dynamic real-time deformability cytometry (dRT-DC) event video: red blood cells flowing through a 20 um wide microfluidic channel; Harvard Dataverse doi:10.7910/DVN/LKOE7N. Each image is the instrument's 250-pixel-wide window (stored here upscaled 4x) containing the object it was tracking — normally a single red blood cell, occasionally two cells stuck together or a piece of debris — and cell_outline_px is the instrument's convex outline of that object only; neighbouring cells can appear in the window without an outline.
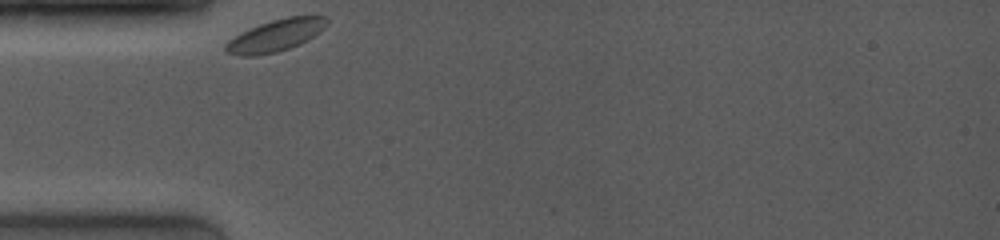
{"species": "common noctule bat (a hibernating species)", "species_latin": "Nyctalus noctula", "temperature_condition": "room temperature", "stored_images_in_passage": 7, "camera_frame_rate_fps": 4000, "um_per_image_px": 0.085, "animal": {"sex": "female", "body_mass_g": 19.0, "forearm_length_mm": 53.3}, "frame": {"image": 1, "passage_image": 1, "time_ms": 0.0, "image_size_px": [1000, 240], "cell_outline_px": [[328, 24], [320, 32], [288, 48], [276, 52], [256, 56], [240, 56], [228, 52], [224, 48], [224, 44], [228, 40], [260, 24], [272, 20], [288, 16], [328, 16]], "centroid_in_image_um": [23.43, 3.01], "position_along_channel_um": 61.6, "area_um2": 18.38}}
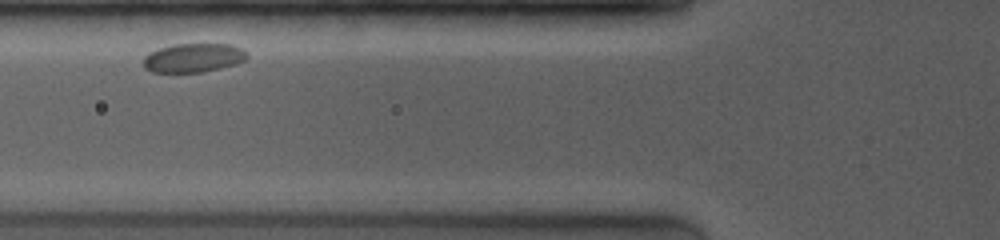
{"frame": {"image": 2, "passage_image": 3, "time_ms": 1.5, "image_size_px": [1000, 240], "cell_outline_px": [[248, 56], [244, 60], [236, 64], [200, 72], [152, 72], [144, 68], [144, 56], [160, 48], [172, 44], [232, 44], [240, 48]], "centroid_in_image_um": [16.42, 4.91], "position_along_channel_um": 109.4, "area_um2": 17.22}}